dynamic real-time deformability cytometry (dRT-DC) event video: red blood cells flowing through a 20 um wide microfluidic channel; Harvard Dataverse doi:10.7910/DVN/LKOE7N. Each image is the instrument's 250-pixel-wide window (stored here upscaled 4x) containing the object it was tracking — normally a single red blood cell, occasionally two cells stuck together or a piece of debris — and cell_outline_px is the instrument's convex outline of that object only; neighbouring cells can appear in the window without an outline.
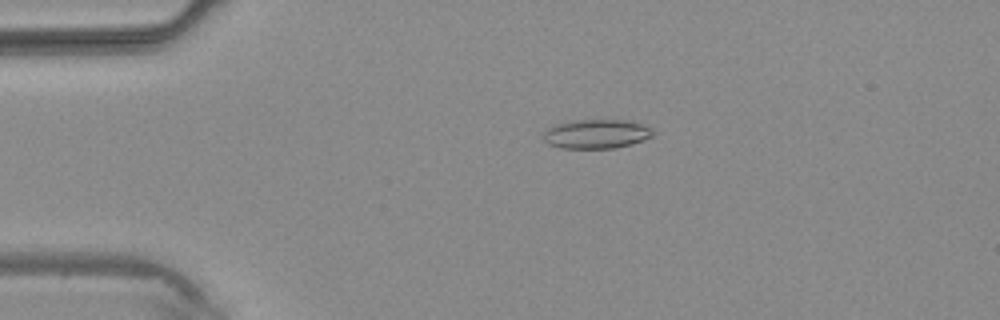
{"species": "common noctule bat (a hibernating species)", "species_latin": "Nyctalus noctula", "temperature_condition": "warm", "stored_images_in_passage": 3, "camera_frame_rate_fps": 3000, "um_per_image_px": 0.085, "animal": {"sex": "male", "body_mass_g": 20.4}, "frame": {"image": 1, "passage_image": 2, "time_ms": 1.333, "image_size_px": [1000, 320], "cell_outline_px": [[656, 132], [652, 136], [644, 140], [632, 144], [616, 148], [560, 148], [548, 144], [544, 140], [544, 132], [552, 124], [572, 120], [624, 120], [640, 124], [652, 128]], "centroid_in_image_um": [50.68, 11.38], "position_along_channel_um": 34.3, "area_um2": 18.79}}